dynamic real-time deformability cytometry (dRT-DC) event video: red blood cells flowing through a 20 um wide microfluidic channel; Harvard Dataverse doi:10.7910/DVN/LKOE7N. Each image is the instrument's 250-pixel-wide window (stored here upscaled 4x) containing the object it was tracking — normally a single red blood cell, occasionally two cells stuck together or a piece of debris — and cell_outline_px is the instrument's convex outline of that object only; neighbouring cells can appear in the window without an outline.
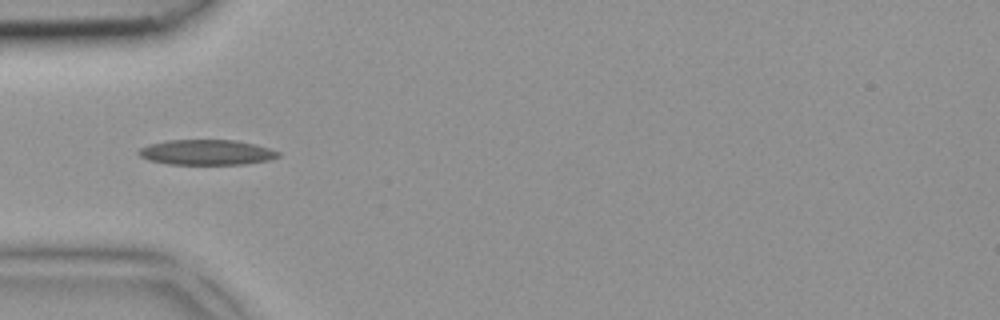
{"species": "common noctule bat (a hibernating species)", "species_latin": "Nyctalus noctula", "temperature_condition": "room temperature", "stored_images_in_passage": 5, "camera_frame_rate_fps": 3000, "um_per_image_px": 0.085, "animal": {"sex": "female", "body_mass_g": 18.4}, "frame": {"image": 1, "passage_image": 5, "time_ms": 1.333, "image_size_px": [1000, 320], "cell_outline_px": [[280, 156], [272, 160], [244, 164], [168, 164], [148, 160], [140, 156], [136, 152], [140, 148], [148, 144], [168, 140], [236, 140], [268, 148], [280, 152]], "centroid_in_image_um": [17.54, 12.95], "position_along_channel_um": 67.5, "area_um2": 20.58}}